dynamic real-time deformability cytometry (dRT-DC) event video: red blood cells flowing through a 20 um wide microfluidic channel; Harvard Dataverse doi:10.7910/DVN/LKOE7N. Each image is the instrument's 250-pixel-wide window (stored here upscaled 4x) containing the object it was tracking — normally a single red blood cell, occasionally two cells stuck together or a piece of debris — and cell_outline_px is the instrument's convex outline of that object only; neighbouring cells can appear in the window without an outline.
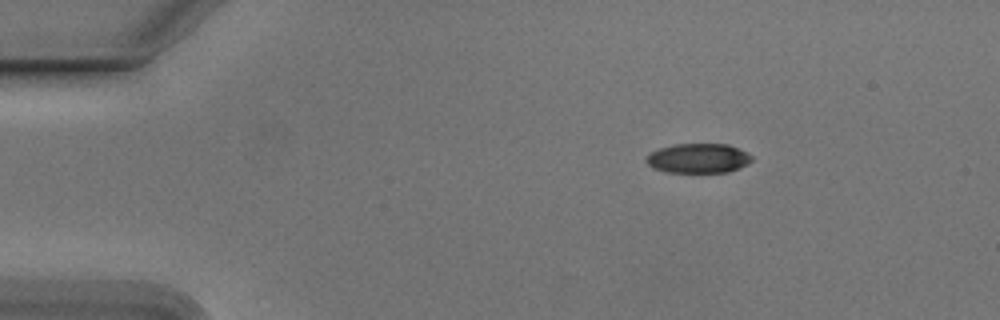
{"species": "Egyptian fruit bat (a non-hibernating species)", "species_latin": "Rousettus aegyptiacus", "temperature_condition": "cold", "stored_images_in_passage": 46, "camera_frame_rate_fps": 3000, "um_per_image_px": 0.085, "animal": {"sex": "male"}, "frame": {"image": 1, "passage_image": 1, "time_ms": 0.0, "image_size_px": [1000, 320], "cell_outline_px": [[752, 160], [748, 164], [740, 168], [728, 172], [664, 172], [652, 168], [644, 160], [644, 156], [648, 152], [660, 148], [676, 144], [728, 144], [748, 152], [752, 156]], "centroid_in_image_um": [59.32, 13.45], "position_along_channel_um": 25.7, "area_um2": 18.5}}
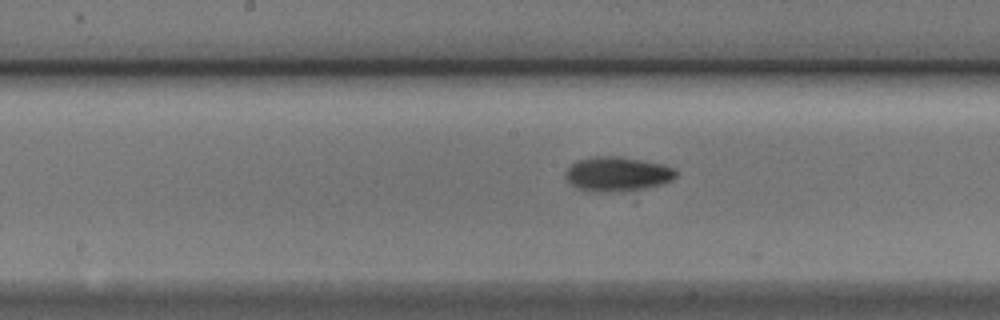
{"frame": {"image": 2, "passage_image": 20, "time_ms": 6.333, "image_size_px": [1000, 320], "cell_outline_px": [[676, 176], [672, 180], [664, 184], [624, 192], [592, 192], [576, 188], [564, 176], [564, 172], [572, 164], [580, 160], [596, 156], [620, 156], [664, 164], [672, 168], [676, 172]], "centroid_in_image_um": [52.48, 14.81], "position_along_channel_um": 195.7, "area_um2": 22.37}}
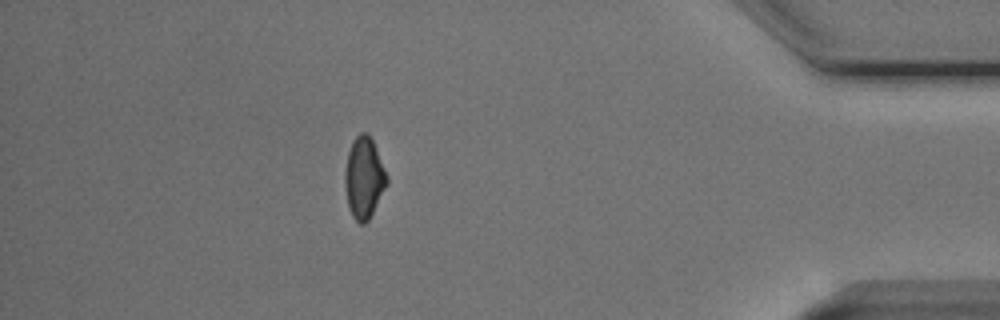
{"frame": {"image": 3, "passage_image": 40, "time_ms": 13.0, "image_size_px": [1000, 320], "cell_outline_px": [[388, 184], [368, 220], [364, 224], [360, 224], [352, 216], [348, 204], [344, 184], [344, 176], [348, 152], [352, 140], [360, 132], [368, 132], [372, 140], [388, 176]], "centroid_in_image_um": [30.94, 15.1], "position_along_channel_um": 404.3, "area_um2": 19.83}, "authors_computed_cell_mechanics": {"area_um2": 20.0277, "velocity_mm_per_s": 3.8078, "shape_relaxation_time_tau1_ms": 2.4595, "shape_relaxation_time_tau2_ms": null, "deformation_change_tau1": 0.104, "deformation_change_tau2": null}}